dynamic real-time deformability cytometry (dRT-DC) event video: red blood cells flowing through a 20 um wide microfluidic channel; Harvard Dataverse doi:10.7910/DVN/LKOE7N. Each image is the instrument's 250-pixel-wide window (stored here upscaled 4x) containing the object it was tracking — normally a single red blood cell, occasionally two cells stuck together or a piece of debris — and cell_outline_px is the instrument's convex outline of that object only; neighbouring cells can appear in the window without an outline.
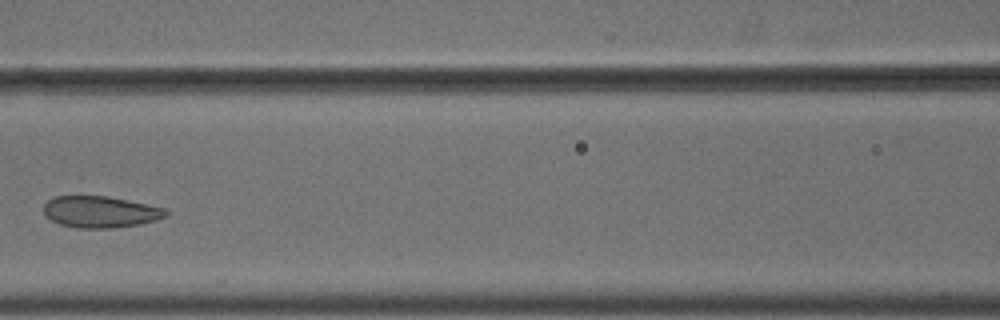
{"species": "common noctule bat (a hibernating species)", "species_latin": "Nyctalus noctula", "temperature_condition": "cold", "stored_images_in_passage": 5, "camera_frame_rate_fps": 3000, "um_per_image_px": 0.085, "animal": {"sex": "male", "body_mass_g": 18.8}, "frame": {"image": 1, "passage_image": 4, "time_ms": 1.0, "image_size_px": [1000, 320], "cell_outline_px": [[168, 216], [156, 220], [140, 224], [112, 228], [76, 228], [60, 224], [44, 216], [44, 204], [48, 200], [56, 196], [108, 196], [168, 208]], "centroid_in_image_um": [8.56, 18.01], "position_along_channel_um": 158.0, "area_um2": 22.66}}
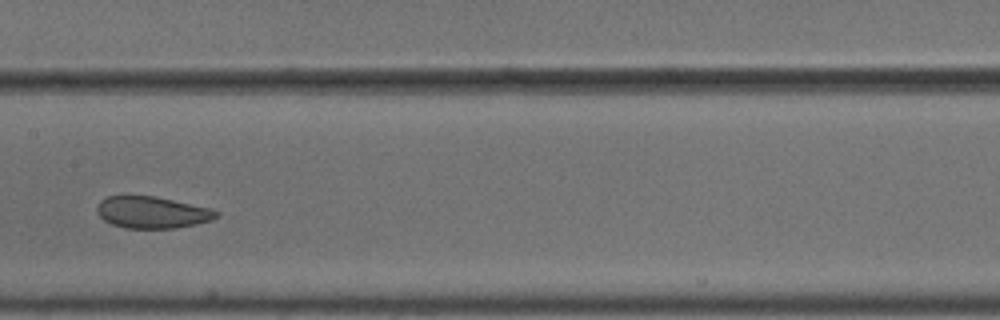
{"frame": {"image": 2, "passage_image": 5, "time_ms": 1.333, "image_size_px": [1000, 320], "cell_outline_px": [[220, 212], [212, 220], [196, 224], [176, 228], [124, 228], [112, 224], [104, 220], [100, 216], [96, 208], [100, 200], [108, 196], [156, 196], [212, 208]], "centroid_in_image_um": [12.95, 18.05], "position_along_channel_um": 194.5, "area_um2": 22.14}}